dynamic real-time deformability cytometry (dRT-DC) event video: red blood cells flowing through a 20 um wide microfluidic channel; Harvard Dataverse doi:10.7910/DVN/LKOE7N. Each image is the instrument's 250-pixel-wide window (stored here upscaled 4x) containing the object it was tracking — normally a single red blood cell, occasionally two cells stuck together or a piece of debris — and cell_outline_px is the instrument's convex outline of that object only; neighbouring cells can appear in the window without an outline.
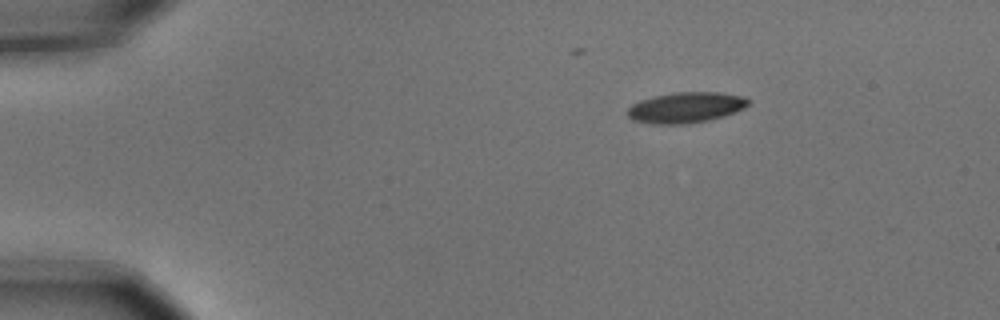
{"species": "common noctule bat (a hibernating species)", "species_latin": "Nyctalus noctula", "temperature_condition": "cold", "stored_images_in_passage": 3, "camera_frame_rate_fps": 3000, "um_per_image_px": 0.085, "animal": {"sex": "male", "body_mass_g": 15.6}, "frame": {"image": 1, "passage_image": 1, "time_ms": 0.0, "image_size_px": [1000, 320], "cell_outline_px": [[748, 104], [744, 108], [724, 116], [708, 120], [688, 124], [652, 124], [632, 120], [628, 116], [628, 108], [632, 104], [640, 100], [672, 92], [716, 92], [740, 96], [748, 100]], "centroid_in_image_um": [58.25, 9.15], "position_along_channel_um": 26.8, "area_um2": 21.44}}